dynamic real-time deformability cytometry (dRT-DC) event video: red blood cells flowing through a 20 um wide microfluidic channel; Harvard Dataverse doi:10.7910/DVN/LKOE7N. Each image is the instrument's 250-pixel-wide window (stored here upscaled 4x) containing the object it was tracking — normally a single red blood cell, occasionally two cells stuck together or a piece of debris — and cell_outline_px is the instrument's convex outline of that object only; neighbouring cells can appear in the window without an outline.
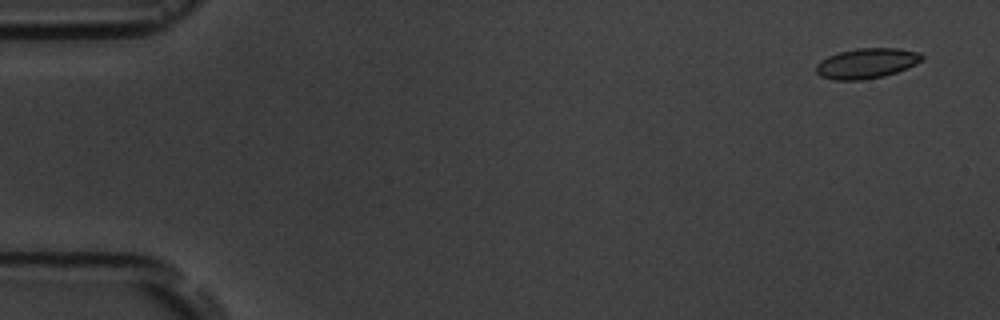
{"species": "common noctule bat (a hibernating species)", "species_latin": "Nyctalus noctula", "temperature_condition": "room temperature", "stored_images_in_passage": 4, "camera_frame_rate_fps": 3000, "um_per_image_px": 0.085, "animal": {"sex": "male", "body_mass_g": 19.5, "forearm_length_mm": 54.6}, "frame": {"image": 1, "passage_image": 1, "time_ms": 0.0, "image_size_px": [1000, 320], "cell_outline_px": [[924, 60], [908, 68], [884, 76], [864, 80], [832, 80], [820, 76], [816, 72], [816, 64], [820, 60], [828, 56], [840, 52], [856, 48], [896, 48], [920, 52], [924, 56]], "centroid_in_image_um": [73.67, 5.38], "position_along_channel_um": 11.3, "area_um2": 18.84}}
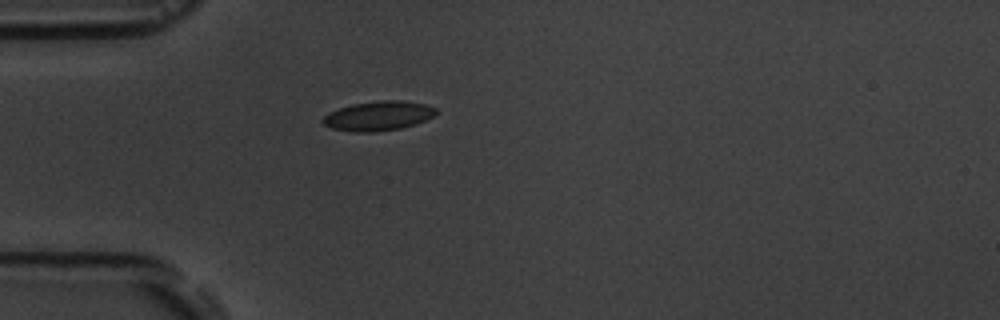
{"frame": {"image": 2, "passage_image": 4, "time_ms": 4.333, "image_size_px": [1000, 320], "cell_outline_px": [[436, 112], [432, 116], [416, 124], [400, 128], [376, 132], [352, 132], [332, 128], [324, 124], [320, 120], [328, 112], [352, 104], [380, 100], [404, 100], [424, 104], [436, 108]], "centroid_in_image_um": [32.12, 9.85], "position_along_channel_um": 52.9, "area_um2": 19.42}}